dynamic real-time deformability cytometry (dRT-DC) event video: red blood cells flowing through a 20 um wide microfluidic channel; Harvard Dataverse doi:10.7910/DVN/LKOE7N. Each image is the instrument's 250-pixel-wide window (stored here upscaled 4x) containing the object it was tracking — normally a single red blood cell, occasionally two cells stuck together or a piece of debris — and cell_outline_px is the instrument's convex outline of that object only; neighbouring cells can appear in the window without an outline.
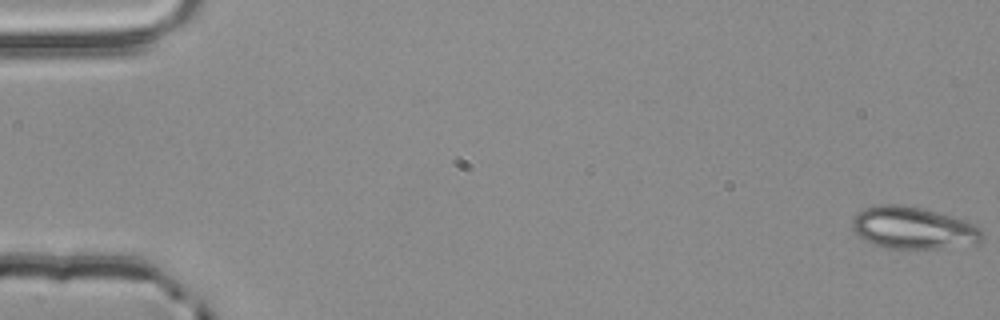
{"species": "common noctule bat (a hibernating species)", "species_latin": "Nyctalus noctula", "temperature_condition": "room temperature", "stored_images_in_passage": 55, "camera_frame_rate_fps": 3000, "um_per_image_px": 0.085, "animal": {"sex": "male", "body_mass_g": 20.4}, "frame": {"image": 1, "passage_image": 1, "time_ms": 0.0, "image_size_px": [1000, 320], "cell_outline_px": [[984, 240], [976, 244], [936, 248], [884, 248], [872, 244], [864, 240], [852, 228], [852, 220], [860, 212], [868, 208], [880, 204], [896, 204], [920, 208], [936, 212], [964, 220], [976, 224], [984, 232]], "centroid_in_image_um": [77.67, 19.39], "position_along_channel_um": 7.3, "area_um2": 31.67}}
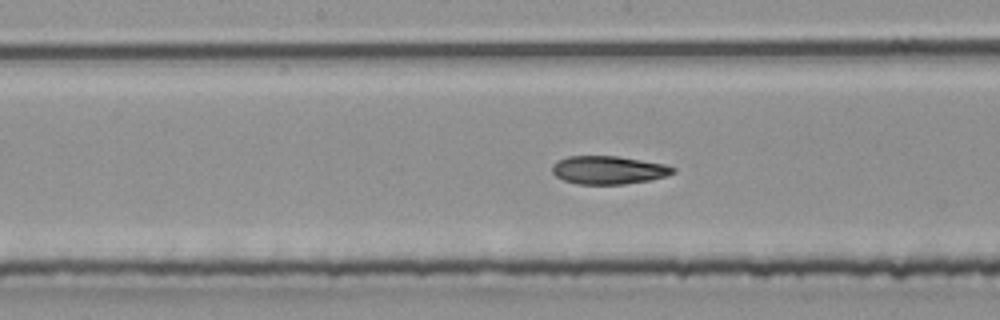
{"frame": {"image": 2, "passage_image": 29, "time_ms": 9.333, "image_size_px": [1000, 320], "cell_outline_px": [[676, 172], [668, 176], [648, 180], [624, 184], [576, 184], [564, 180], [556, 176], [552, 172], [552, 164], [568, 156], [616, 156], [664, 164], [676, 168]], "centroid_in_image_um": [51.73, 14.45], "position_along_channel_um": 196.5, "area_um2": 19.77}}
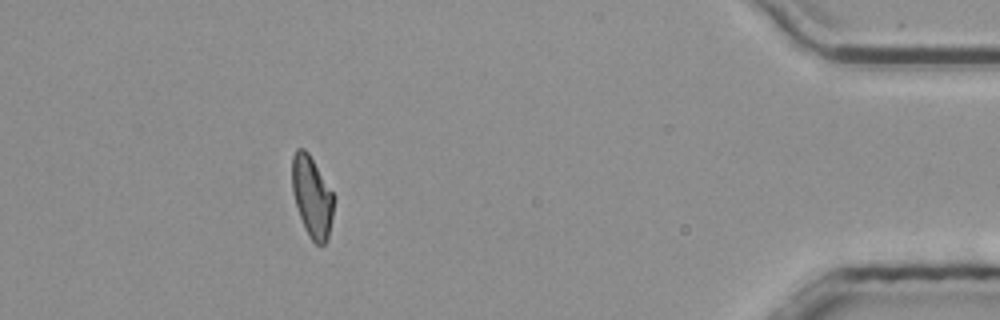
{"frame": {"image": 3, "passage_image": 50, "time_ms": 16.333, "image_size_px": [1000, 320], "cell_outline_px": [[336, 196], [328, 240], [324, 244], [316, 244], [308, 236], [304, 228], [292, 192], [292, 156], [296, 148], [304, 148], [308, 152]], "centroid_in_image_um": [26.54, 16.72], "position_along_channel_um": 408.7, "area_um2": 20.0}, "authors_computed_cell_mechanics": {"area_um2": 20.519, "velocity_mm_per_s": 3.8502, "shape_relaxation_time_tau1_ms": null, "shape_relaxation_time_tau2_ms": 4.4223, "deformation_change_tau1": null, "deformation_change_tau2": 0.1132}}